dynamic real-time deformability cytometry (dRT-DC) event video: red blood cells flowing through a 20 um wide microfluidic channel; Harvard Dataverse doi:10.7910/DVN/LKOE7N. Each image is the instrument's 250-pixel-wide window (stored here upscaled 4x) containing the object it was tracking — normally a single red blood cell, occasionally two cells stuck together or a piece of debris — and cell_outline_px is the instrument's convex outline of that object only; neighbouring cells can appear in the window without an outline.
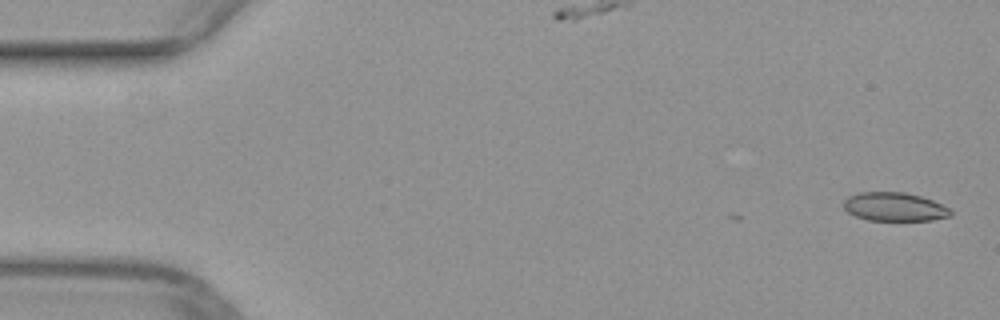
{"species": "common noctule bat (a hibernating species)", "species_latin": "Nyctalus noctula", "temperature_condition": "warm", "stored_images_in_passage": 2, "camera_frame_rate_fps": 3000, "um_per_image_px": 0.085, "animal": {"sex": "female", "body_mass_g": 29.2, "forearm_length_mm": 56.3}, "frame": {"image": 1, "passage_image": 2, "time_ms": 0.333, "image_size_px": [1000, 320], "cell_outline_px": [[952, 216], [932, 220], [868, 220], [856, 216], [848, 212], [844, 208], [844, 200], [848, 196], [860, 192], [904, 192], [920, 196], [932, 200], [948, 208], [952, 212]], "centroid_in_image_um": [76.02, 17.58], "position_along_channel_um": 9.0, "area_um2": 17.74}}